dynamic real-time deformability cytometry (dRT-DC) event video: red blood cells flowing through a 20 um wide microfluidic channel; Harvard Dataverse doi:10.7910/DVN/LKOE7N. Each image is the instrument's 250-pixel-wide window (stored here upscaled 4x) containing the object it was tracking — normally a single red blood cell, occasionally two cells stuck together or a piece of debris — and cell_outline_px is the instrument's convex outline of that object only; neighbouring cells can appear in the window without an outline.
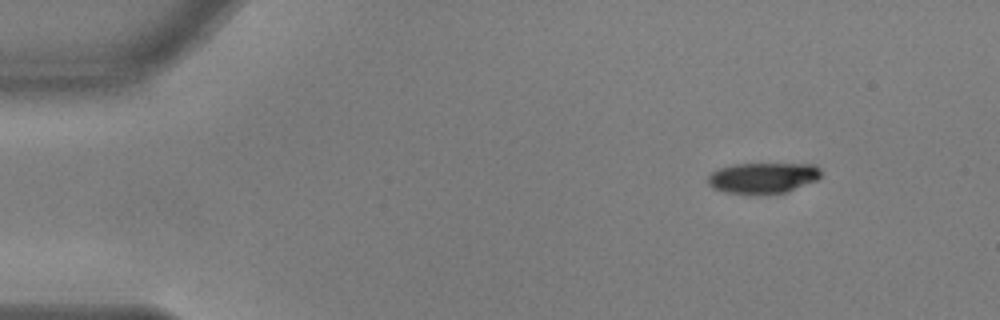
{"species": "common noctule bat (a hibernating species)", "species_latin": "Nyctalus noctula", "temperature_condition": "warm", "stored_images_in_passage": 16, "segment_of_instrument_passage": [2, 2], "camera_frame_rate_fps": 3000, "um_per_image_px": 0.085, "animal": {"sex": "male", "body_mass_g": 17.9, "forearm_length_mm": 54.2}, "frame": {"image": 1, "passage_image": 16, "time_ms": 5.0, "image_size_px": [1000, 320], "cell_outline_px": [[820, 176], [816, 180], [784, 192], [724, 192], [712, 188], [708, 184], [708, 176], [712, 172], [720, 168], [736, 164], [816, 164], [820, 168]], "centroid_in_image_um": [64.84, 15.08], "position_along_channel_um": 20.2, "area_um2": 19.59}}